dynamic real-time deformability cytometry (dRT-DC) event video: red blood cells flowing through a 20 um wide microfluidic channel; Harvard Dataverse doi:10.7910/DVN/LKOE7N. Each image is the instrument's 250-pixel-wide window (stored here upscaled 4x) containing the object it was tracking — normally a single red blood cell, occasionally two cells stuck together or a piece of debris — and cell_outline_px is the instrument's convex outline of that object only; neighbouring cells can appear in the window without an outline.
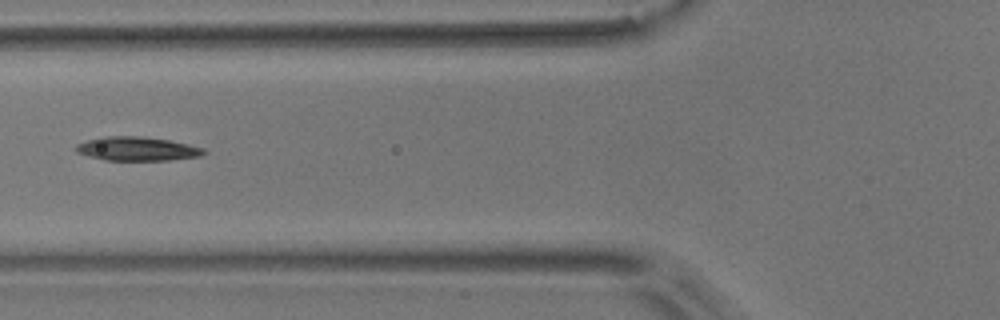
{"species": "common noctule bat (a hibernating species)", "species_latin": "Nyctalus noctula", "temperature_condition": "room temperature", "stored_images_in_passage": 6, "camera_frame_rate_fps": 3000, "um_per_image_px": 0.085, "animal": {"sex": "male", "body_mass_g": 17.9}, "frame": {"image": 1, "passage_image": 6, "time_ms": 5.667, "image_size_px": [1000, 320], "cell_outline_px": [[208, 152], [200, 156], [172, 160], [104, 160], [88, 156], [76, 152], [76, 144], [100, 136], [140, 136], [168, 140], [188, 144], [204, 148]], "centroid_in_image_um": [11.66, 12.65], "position_along_channel_um": 114.1, "area_um2": 17.86}}